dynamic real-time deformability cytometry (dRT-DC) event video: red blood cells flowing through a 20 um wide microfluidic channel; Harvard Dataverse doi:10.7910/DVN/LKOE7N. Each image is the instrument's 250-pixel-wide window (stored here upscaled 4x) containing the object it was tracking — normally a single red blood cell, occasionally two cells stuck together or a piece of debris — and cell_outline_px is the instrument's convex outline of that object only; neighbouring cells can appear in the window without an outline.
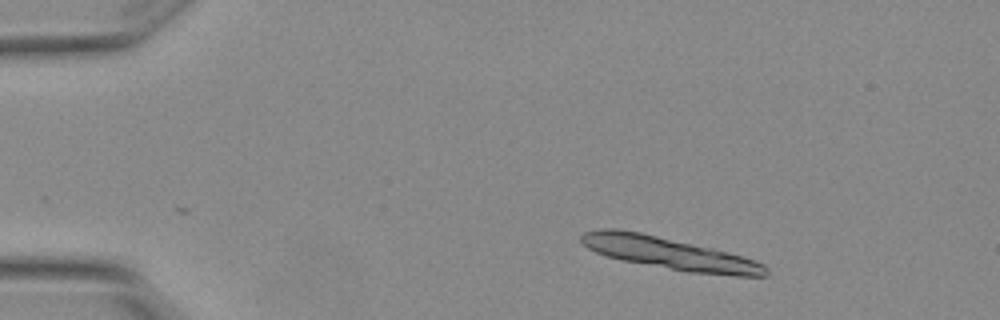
{"species": "Egyptian fruit bat (a non-hibernating species)", "species_latin": "Rousettus aegyptiacus", "temperature_condition": "warm", "stored_images_in_passage": 4, "segment_of_instrument_passage": [1, 2], "camera_frame_rate_fps": 3000, "um_per_image_px": 0.085, "animal": {"sex": "female"}, "frame": {"image": 1, "passage_image": 2, "time_ms": 0.333, "image_size_px": [1000, 320], "cell_outline_px": [[768, 276], [736, 276], [688, 272], [620, 260], [596, 252], [588, 248], [580, 240], [580, 236], [584, 232], [604, 228], [616, 228], [640, 232], [712, 248], [740, 256], [764, 264], [768, 268]], "centroid_in_image_um": [56.87, 21.54], "position_along_channel_um": 28.1, "area_um2": 34.22}}